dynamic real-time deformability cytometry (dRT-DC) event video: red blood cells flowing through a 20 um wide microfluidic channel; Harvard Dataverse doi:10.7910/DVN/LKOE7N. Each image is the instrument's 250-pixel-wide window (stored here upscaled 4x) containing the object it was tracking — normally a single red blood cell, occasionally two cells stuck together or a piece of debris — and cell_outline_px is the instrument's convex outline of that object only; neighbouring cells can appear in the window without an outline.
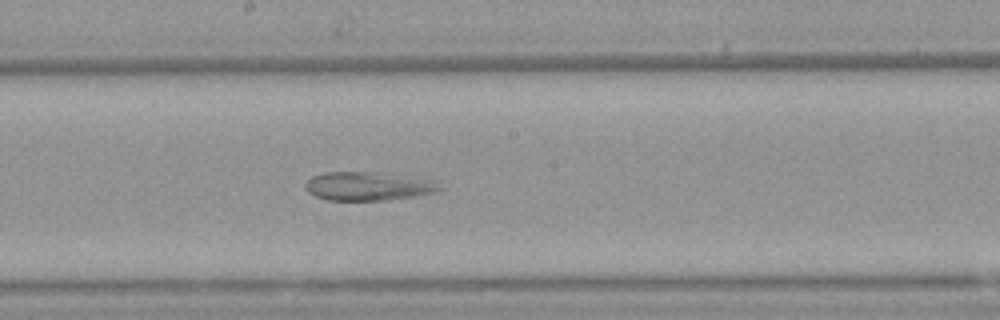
{"species": "Egyptian fruit bat (a non-hibernating species)", "species_latin": "Rousettus aegyptiacus", "temperature_condition": "warm", "stored_images_in_passage": 53, "camera_frame_rate_fps": 3000, "um_per_image_px": 0.085, "animal": {"sex": "female"}, "frame": {"image": 1, "passage_image": 28, "time_ms": 9.0, "image_size_px": [1000, 320], "cell_outline_px": [[444, 188], [432, 192], [416, 196], [388, 200], [328, 200], [316, 196], [308, 192], [304, 184], [312, 176], [324, 172], [384, 172], [432, 180]], "centroid_in_image_um": [31.28, 15.82], "position_along_channel_um": 216.9, "area_um2": 22.43}}
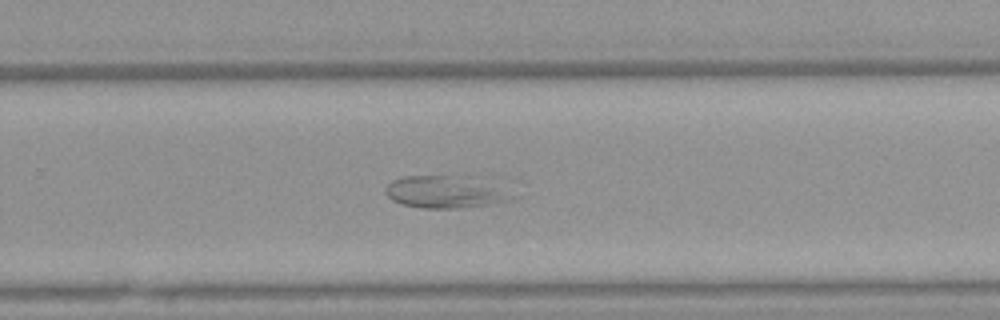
{"frame": {"image": 2, "passage_image": 34, "time_ms": 11.0, "image_size_px": [1000, 320], "cell_outline_px": [[516, 196], [512, 200], [496, 204], [456, 208], [420, 208], [404, 204], [392, 200], [384, 192], [384, 188], [392, 180], [404, 176], [456, 176], [488, 184]], "centroid_in_image_um": [37.75, 16.35], "position_along_channel_um": 292.0, "area_um2": 23.12}}
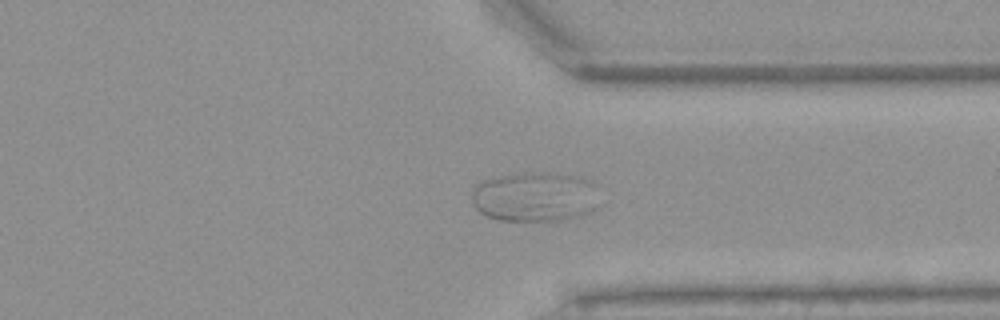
{"frame": {"image": 3, "passage_image": 40, "time_ms": 13.0, "image_size_px": [1000, 320], "cell_outline_px": [[596, 208], [580, 216], [556, 220], [500, 220], [488, 216], [480, 212], [476, 208], [472, 200], [472, 188], [480, 180], [492, 176], [520, 172], [548, 172], [576, 176], [588, 180], [596, 184]], "centroid_in_image_um": [45.42, 16.69], "position_along_channel_um": 366.0, "area_um2": 37.34}}